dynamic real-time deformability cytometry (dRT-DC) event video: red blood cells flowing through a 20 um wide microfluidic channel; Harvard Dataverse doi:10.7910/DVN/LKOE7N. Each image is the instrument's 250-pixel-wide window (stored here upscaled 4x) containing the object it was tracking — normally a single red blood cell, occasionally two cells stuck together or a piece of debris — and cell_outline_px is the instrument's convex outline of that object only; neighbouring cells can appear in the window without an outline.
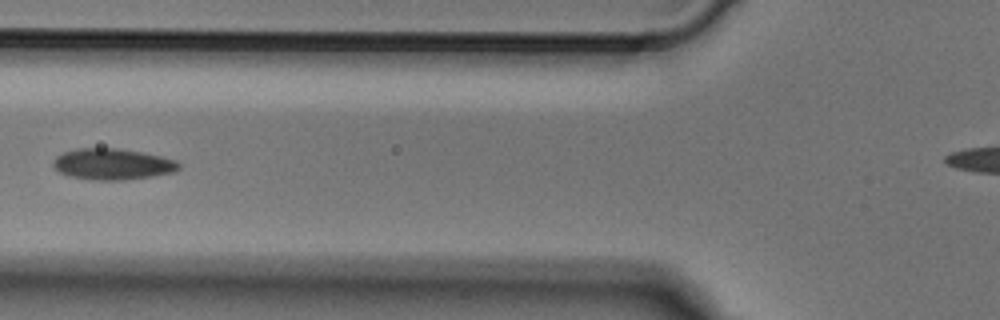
{"species": "Egyptian fruit bat (a non-hibernating species)", "species_latin": "Rousettus aegyptiacus", "temperature_condition": "cold", "stored_images_in_passage": 2, "camera_frame_rate_fps": 3000, "um_per_image_px": 0.085, "animal": {"sex": "male"}, "frame": {"image": 1, "passage_image": 2, "time_ms": 0.333, "image_size_px": [1000, 320], "cell_outline_px": [[180, 168], [176, 172], [152, 176], [124, 180], [92, 180], [68, 176], [60, 172], [52, 164], [52, 160], [56, 156], [64, 152], [76, 148], [116, 148], [144, 152], [176, 160], [180, 164]], "centroid_in_image_um": [9.57, 13.95], "position_along_channel_um": 116.2, "area_um2": 23.0}}